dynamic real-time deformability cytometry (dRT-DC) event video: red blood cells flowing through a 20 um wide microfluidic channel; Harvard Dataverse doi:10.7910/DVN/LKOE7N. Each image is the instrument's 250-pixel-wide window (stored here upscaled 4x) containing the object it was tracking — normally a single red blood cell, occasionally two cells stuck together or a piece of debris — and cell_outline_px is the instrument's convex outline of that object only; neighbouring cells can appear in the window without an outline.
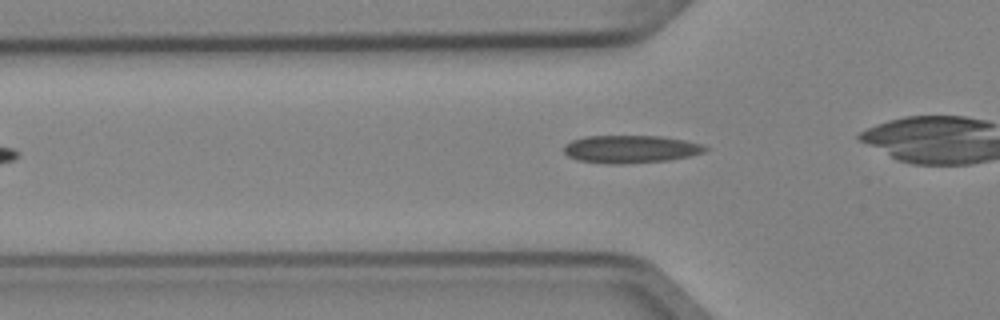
{"species": "Egyptian fruit bat (a non-hibernating species)", "species_latin": "Rousettus aegyptiacus", "temperature_condition": "cold", "stored_images_in_passage": 3, "camera_frame_rate_fps": 3000, "um_per_image_px": 0.085, "animal": {"sex": "female"}, "frame": {"image": 1, "passage_image": 3, "time_ms": 0.667, "image_size_px": [1000, 320], "cell_outline_px": [[708, 148], [704, 152], [688, 156], [668, 160], [620, 164], [608, 164], [576, 160], [568, 156], [564, 152], [564, 144], [572, 140], [584, 136], [660, 136], [684, 140], [700, 144]], "centroid_in_image_um": [53.54, 12.67], "position_along_channel_um": 72.3, "area_um2": 22.77}}